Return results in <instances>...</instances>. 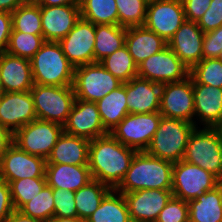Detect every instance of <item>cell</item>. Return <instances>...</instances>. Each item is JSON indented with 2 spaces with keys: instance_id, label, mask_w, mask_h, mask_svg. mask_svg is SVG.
<instances>
[{
  "instance_id": "6da1fadb",
  "label": "cell",
  "mask_w": 222,
  "mask_h": 222,
  "mask_svg": "<svg viewBox=\"0 0 222 222\" xmlns=\"http://www.w3.org/2000/svg\"><path fill=\"white\" fill-rule=\"evenodd\" d=\"M136 152L110 133L90 140L88 166L92 178L115 189L124 178Z\"/></svg>"
},
{
  "instance_id": "7a4b0ae2",
  "label": "cell",
  "mask_w": 222,
  "mask_h": 222,
  "mask_svg": "<svg viewBox=\"0 0 222 222\" xmlns=\"http://www.w3.org/2000/svg\"><path fill=\"white\" fill-rule=\"evenodd\" d=\"M174 163L150 156L145 151L136 152L124 178L115 188L120 193L141 189H172Z\"/></svg>"
},
{
  "instance_id": "3957f363",
  "label": "cell",
  "mask_w": 222,
  "mask_h": 222,
  "mask_svg": "<svg viewBox=\"0 0 222 222\" xmlns=\"http://www.w3.org/2000/svg\"><path fill=\"white\" fill-rule=\"evenodd\" d=\"M30 62L34 84L73 85L75 67L64 55L59 42L45 41Z\"/></svg>"
},
{
  "instance_id": "277c9868",
  "label": "cell",
  "mask_w": 222,
  "mask_h": 222,
  "mask_svg": "<svg viewBox=\"0 0 222 222\" xmlns=\"http://www.w3.org/2000/svg\"><path fill=\"white\" fill-rule=\"evenodd\" d=\"M196 125L181 119L162 116L146 153L172 163L184 159L190 134Z\"/></svg>"
},
{
  "instance_id": "5b68a950",
  "label": "cell",
  "mask_w": 222,
  "mask_h": 222,
  "mask_svg": "<svg viewBox=\"0 0 222 222\" xmlns=\"http://www.w3.org/2000/svg\"><path fill=\"white\" fill-rule=\"evenodd\" d=\"M201 128L196 127L190 134L183 160L211 172L222 182V131Z\"/></svg>"
},
{
  "instance_id": "8992f818",
  "label": "cell",
  "mask_w": 222,
  "mask_h": 222,
  "mask_svg": "<svg viewBox=\"0 0 222 222\" xmlns=\"http://www.w3.org/2000/svg\"><path fill=\"white\" fill-rule=\"evenodd\" d=\"M37 119L64 125L75 101L73 85L34 84L30 90Z\"/></svg>"
},
{
  "instance_id": "52a82bcc",
  "label": "cell",
  "mask_w": 222,
  "mask_h": 222,
  "mask_svg": "<svg viewBox=\"0 0 222 222\" xmlns=\"http://www.w3.org/2000/svg\"><path fill=\"white\" fill-rule=\"evenodd\" d=\"M123 84L107 71L100 62L74 68L73 89L76 99L97 102Z\"/></svg>"
},
{
  "instance_id": "ba28073f",
  "label": "cell",
  "mask_w": 222,
  "mask_h": 222,
  "mask_svg": "<svg viewBox=\"0 0 222 222\" xmlns=\"http://www.w3.org/2000/svg\"><path fill=\"white\" fill-rule=\"evenodd\" d=\"M220 183L221 181L211 172L183 159L173 165L172 194L186 202L213 190Z\"/></svg>"
},
{
  "instance_id": "9c48e42d",
  "label": "cell",
  "mask_w": 222,
  "mask_h": 222,
  "mask_svg": "<svg viewBox=\"0 0 222 222\" xmlns=\"http://www.w3.org/2000/svg\"><path fill=\"white\" fill-rule=\"evenodd\" d=\"M160 112L128 114L109 133L123 145L137 152L146 151L158 129Z\"/></svg>"
},
{
  "instance_id": "30bf717a",
  "label": "cell",
  "mask_w": 222,
  "mask_h": 222,
  "mask_svg": "<svg viewBox=\"0 0 222 222\" xmlns=\"http://www.w3.org/2000/svg\"><path fill=\"white\" fill-rule=\"evenodd\" d=\"M62 133V125L35 119L13 135V143L27 153L47 160Z\"/></svg>"
},
{
  "instance_id": "8fae6325",
  "label": "cell",
  "mask_w": 222,
  "mask_h": 222,
  "mask_svg": "<svg viewBox=\"0 0 222 222\" xmlns=\"http://www.w3.org/2000/svg\"><path fill=\"white\" fill-rule=\"evenodd\" d=\"M190 69L167 46L138 65L137 77L164 84L189 76Z\"/></svg>"
},
{
  "instance_id": "7c38bea8",
  "label": "cell",
  "mask_w": 222,
  "mask_h": 222,
  "mask_svg": "<svg viewBox=\"0 0 222 222\" xmlns=\"http://www.w3.org/2000/svg\"><path fill=\"white\" fill-rule=\"evenodd\" d=\"M159 112L164 117L194 124L193 80L190 75L178 82L162 84Z\"/></svg>"
},
{
  "instance_id": "4fadbf2b",
  "label": "cell",
  "mask_w": 222,
  "mask_h": 222,
  "mask_svg": "<svg viewBox=\"0 0 222 222\" xmlns=\"http://www.w3.org/2000/svg\"><path fill=\"white\" fill-rule=\"evenodd\" d=\"M185 20L182 0H161L148 4L143 26L168 42Z\"/></svg>"
},
{
  "instance_id": "5bb4252c",
  "label": "cell",
  "mask_w": 222,
  "mask_h": 222,
  "mask_svg": "<svg viewBox=\"0 0 222 222\" xmlns=\"http://www.w3.org/2000/svg\"><path fill=\"white\" fill-rule=\"evenodd\" d=\"M46 159L31 155L12 143L0 161V179L10 183L23 178L45 177Z\"/></svg>"
},
{
  "instance_id": "9a60e30c",
  "label": "cell",
  "mask_w": 222,
  "mask_h": 222,
  "mask_svg": "<svg viewBox=\"0 0 222 222\" xmlns=\"http://www.w3.org/2000/svg\"><path fill=\"white\" fill-rule=\"evenodd\" d=\"M59 44L74 67L94 63L95 24L81 17Z\"/></svg>"
},
{
  "instance_id": "2e32d148",
  "label": "cell",
  "mask_w": 222,
  "mask_h": 222,
  "mask_svg": "<svg viewBox=\"0 0 222 222\" xmlns=\"http://www.w3.org/2000/svg\"><path fill=\"white\" fill-rule=\"evenodd\" d=\"M63 132L88 140L109 134L102 124L96 103L76 98Z\"/></svg>"
},
{
  "instance_id": "e0dca14e",
  "label": "cell",
  "mask_w": 222,
  "mask_h": 222,
  "mask_svg": "<svg viewBox=\"0 0 222 222\" xmlns=\"http://www.w3.org/2000/svg\"><path fill=\"white\" fill-rule=\"evenodd\" d=\"M37 119L30 91L5 92L0 99V125L14 135L21 127Z\"/></svg>"
},
{
  "instance_id": "ac0fdd59",
  "label": "cell",
  "mask_w": 222,
  "mask_h": 222,
  "mask_svg": "<svg viewBox=\"0 0 222 222\" xmlns=\"http://www.w3.org/2000/svg\"><path fill=\"white\" fill-rule=\"evenodd\" d=\"M123 196L132 222H155L173 194L172 190L141 189Z\"/></svg>"
},
{
  "instance_id": "d6986e66",
  "label": "cell",
  "mask_w": 222,
  "mask_h": 222,
  "mask_svg": "<svg viewBox=\"0 0 222 222\" xmlns=\"http://www.w3.org/2000/svg\"><path fill=\"white\" fill-rule=\"evenodd\" d=\"M39 6L45 41L59 42L81 18L79 5Z\"/></svg>"
},
{
  "instance_id": "ffe728a7",
  "label": "cell",
  "mask_w": 222,
  "mask_h": 222,
  "mask_svg": "<svg viewBox=\"0 0 222 222\" xmlns=\"http://www.w3.org/2000/svg\"><path fill=\"white\" fill-rule=\"evenodd\" d=\"M203 38L204 32L197 22L185 20L167 44L178 58L191 69L203 59Z\"/></svg>"
},
{
  "instance_id": "44dd1931",
  "label": "cell",
  "mask_w": 222,
  "mask_h": 222,
  "mask_svg": "<svg viewBox=\"0 0 222 222\" xmlns=\"http://www.w3.org/2000/svg\"><path fill=\"white\" fill-rule=\"evenodd\" d=\"M193 98L196 127H199L196 122L198 120L200 126L219 128L222 125V88L193 84Z\"/></svg>"
},
{
  "instance_id": "7402d4cb",
  "label": "cell",
  "mask_w": 222,
  "mask_h": 222,
  "mask_svg": "<svg viewBox=\"0 0 222 222\" xmlns=\"http://www.w3.org/2000/svg\"><path fill=\"white\" fill-rule=\"evenodd\" d=\"M162 84L140 77L125 82L129 114H147L160 109Z\"/></svg>"
},
{
  "instance_id": "603a6c76",
  "label": "cell",
  "mask_w": 222,
  "mask_h": 222,
  "mask_svg": "<svg viewBox=\"0 0 222 222\" xmlns=\"http://www.w3.org/2000/svg\"><path fill=\"white\" fill-rule=\"evenodd\" d=\"M0 80L4 92L30 91L34 86L30 59L0 53Z\"/></svg>"
},
{
  "instance_id": "cb8c5ba5",
  "label": "cell",
  "mask_w": 222,
  "mask_h": 222,
  "mask_svg": "<svg viewBox=\"0 0 222 222\" xmlns=\"http://www.w3.org/2000/svg\"><path fill=\"white\" fill-rule=\"evenodd\" d=\"M45 177L48 186L74 192L93 180L88 165L46 164Z\"/></svg>"
},
{
  "instance_id": "d4e9b609",
  "label": "cell",
  "mask_w": 222,
  "mask_h": 222,
  "mask_svg": "<svg viewBox=\"0 0 222 222\" xmlns=\"http://www.w3.org/2000/svg\"><path fill=\"white\" fill-rule=\"evenodd\" d=\"M90 140L63 132L47 158V164L88 165Z\"/></svg>"
},
{
  "instance_id": "484cf974",
  "label": "cell",
  "mask_w": 222,
  "mask_h": 222,
  "mask_svg": "<svg viewBox=\"0 0 222 222\" xmlns=\"http://www.w3.org/2000/svg\"><path fill=\"white\" fill-rule=\"evenodd\" d=\"M125 45L137 66L168 46L162 37L144 26L126 28Z\"/></svg>"
},
{
  "instance_id": "4316f807",
  "label": "cell",
  "mask_w": 222,
  "mask_h": 222,
  "mask_svg": "<svg viewBox=\"0 0 222 222\" xmlns=\"http://www.w3.org/2000/svg\"><path fill=\"white\" fill-rule=\"evenodd\" d=\"M189 222H222V182L190 200Z\"/></svg>"
},
{
  "instance_id": "83f0119b",
  "label": "cell",
  "mask_w": 222,
  "mask_h": 222,
  "mask_svg": "<svg viewBox=\"0 0 222 222\" xmlns=\"http://www.w3.org/2000/svg\"><path fill=\"white\" fill-rule=\"evenodd\" d=\"M104 128L110 132L129 114L125 83L96 102Z\"/></svg>"
},
{
  "instance_id": "f1b7e54d",
  "label": "cell",
  "mask_w": 222,
  "mask_h": 222,
  "mask_svg": "<svg viewBox=\"0 0 222 222\" xmlns=\"http://www.w3.org/2000/svg\"><path fill=\"white\" fill-rule=\"evenodd\" d=\"M126 28L120 25L96 24L94 62H100L125 45Z\"/></svg>"
},
{
  "instance_id": "f546056e",
  "label": "cell",
  "mask_w": 222,
  "mask_h": 222,
  "mask_svg": "<svg viewBox=\"0 0 222 222\" xmlns=\"http://www.w3.org/2000/svg\"><path fill=\"white\" fill-rule=\"evenodd\" d=\"M85 222H132L123 193L112 189Z\"/></svg>"
},
{
  "instance_id": "4dcf8cb0",
  "label": "cell",
  "mask_w": 222,
  "mask_h": 222,
  "mask_svg": "<svg viewBox=\"0 0 222 222\" xmlns=\"http://www.w3.org/2000/svg\"><path fill=\"white\" fill-rule=\"evenodd\" d=\"M111 190L112 188L108 185L94 179L77 190L74 198L77 217L86 221Z\"/></svg>"
},
{
  "instance_id": "1f68e13d",
  "label": "cell",
  "mask_w": 222,
  "mask_h": 222,
  "mask_svg": "<svg viewBox=\"0 0 222 222\" xmlns=\"http://www.w3.org/2000/svg\"><path fill=\"white\" fill-rule=\"evenodd\" d=\"M81 17L96 24L118 25L115 0H79Z\"/></svg>"
},
{
  "instance_id": "d6a6232c",
  "label": "cell",
  "mask_w": 222,
  "mask_h": 222,
  "mask_svg": "<svg viewBox=\"0 0 222 222\" xmlns=\"http://www.w3.org/2000/svg\"><path fill=\"white\" fill-rule=\"evenodd\" d=\"M100 64L123 83L137 77L138 66L129 54L126 45L105 57Z\"/></svg>"
},
{
  "instance_id": "836d02e7",
  "label": "cell",
  "mask_w": 222,
  "mask_h": 222,
  "mask_svg": "<svg viewBox=\"0 0 222 222\" xmlns=\"http://www.w3.org/2000/svg\"><path fill=\"white\" fill-rule=\"evenodd\" d=\"M12 30L42 35L40 6L35 3H22L12 13Z\"/></svg>"
},
{
  "instance_id": "e575fe53",
  "label": "cell",
  "mask_w": 222,
  "mask_h": 222,
  "mask_svg": "<svg viewBox=\"0 0 222 222\" xmlns=\"http://www.w3.org/2000/svg\"><path fill=\"white\" fill-rule=\"evenodd\" d=\"M19 211L25 215L48 222L54 217V198L52 187L46 185L38 195L25 203Z\"/></svg>"
},
{
  "instance_id": "d590c367",
  "label": "cell",
  "mask_w": 222,
  "mask_h": 222,
  "mask_svg": "<svg viewBox=\"0 0 222 222\" xmlns=\"http://www.w3.org/2000/svg\"><path fill=\"white\" fill-rule=\"evenodd\" d=\"M47 185L46 177L23 178L9 183L15 210L32 200Z\"/></svg>"
},
{
  "instance_id": "8d00e7d4",
  "label": "cell",
  "mask_w": 222,
  "mask_h": 222,
  "mask_svg": "<svg viewBox=\"0 0 222 222\" xmlns=\"http://www.w3.org/2000/svg\"><path fill=\"white\" fill-rule=\"evenodd\" d=\"M193 84L222 88V62L218 58H203L189 72Z\"/></svg>"
},
{
  "instance_id": "74e56055",
  "label": "cell",
  "mask_w": 222,
  "mask_h": 222,
  "mask_svg": "<svg viewBox=\"0 0 222 222\" xmlns=\"http://www.w3.org/2000/svg\"><path fill=\"white\" fill-rule=\"evenodd\" d=\"M44 42L43 35L12 30L6 52L14 56L31 59Z\"/></svg>"
},
{
  "instance_id": "f35d334b",
  "label": "cell",
  "mask_w": 222,
  "mask_h": 222,
  "mask_svg": "<svg viewBox=\"0 0 222 222\" xmlns=\"http://www.w3.org/2000/svg\"><path fill=\"white\" fill-rule=\"evenodd\" d=\"M118 8V25L121 27L143 26L148 4L144 0H115Z\"/></svg>"
},
{
  "instance_id": "ab89813d",
  "label": "cell",
  "mask_w": 222,
  "mask_h": 222,
  "mask_svg": "<svg viewBox=\"0 0 222 222\" xmlns=\"http://www.w3.org/2000/svg\"><path fill=\"white\" fill-rule=\"evenodd\" d=\"M188 214V202L172 196L155 222H189Z\"/></svg>"
},
{
  "instance_id": "60d3db41",
  "label": "cell",
  "mask_w": 222,
  "mask_h": 222,
  "mask_svg": "<svg viewBox=\"0 0 222 222\" xmlns=\"http://www.w3.org/2000/svg\"><path fill=\"white\" fill-rule=\"evenodd\" d=\"M55 217H77L75 192L66 189L52 188Z\"/></svg>"
},
{
  "instance_id": "b9f144b4",
  "label": "cell",
  "mask_w": 222,
  "mask_h": 222,
  "mask_svg": "<svg viewBox=\"0 0 222 222\" xmlns=\"http://www.w3.org/2000/svg\"><path fill=\"white\" fill-rule=\"evenodd\" d=\"M201 30L209 32L222 26V0H212L209 9L197 22Z\"/></svg>"
},
{
  "instance_id": "7bdbcfd3",
  "label": "cell",
  "mask_w": 222,
  "mask_h": 222,
  "mask_svg": "<svg viewBox=\"0 0 222 222\" xmlns=\"http://www.w3.org/2000/svg\"><path fill=\"white\" fill-rule=\"evenodd\" d=\"M222 50V26L205 32L203 38V58H217Z\"/></svg>"
},
{
  "instance_id": "ee69618b",
  "label": "cell",
  "mask_w": 222,
  "mask_h": 222,
  "mask_svg": "<svg viewBox=\"0 0 222 222\" xmlns=\"http://www.w3.org/2000/svg\"><path fill=\"white\" fill-rule=\"evenodd\" d=\"M212 0H182L187 21L198 22L209 9Z\"/></svg>"
},
{
  "instance_id": "f6af8a7d",
  "label": "cell",
  "mask_w": 222,
  "mask_h": 222,
  "mask_svg": "<svg viewBox=\"0 0 222 222\" xmlns=\"http://www.w3.org/2000/svg\"><path fill=\"white\" fill-rule=\"evenodd\" d=\"M14 210L9 183L0 179V222H5Z\"/></svg>"
},
{
  "instance_id": "bcb514c9",
  "label": "cell",
  "mask_w": 222,
  "mask_h": 222,
  "mask_svg": "<svg viewBox=\"0 0 222 222\" xmlns=\"http://www.w3.org/2000/svg\"><path fill=\"white\" fill-rule=\"evenodd\" d=\"M12 31L11 13L0 11V53L6 52Z\"/></svg>"
},
{
  "instance_id": "7dc6e473",
  "label": "cell",
  "mask_w": 222,
  "mask_h": 222,
  "mask_svg": "<svg viewBox=\"0 0 222 222\" xmlns=\"http://www.w3.org/2000/svg\"><path fill=\"white\" fill-rule=\"evenodd\" d=\"M13 143V135L0 125V161L7 148Z\"/></svg>"
},
{
  "instance_id": "c3c4849f",
  "label": "cell",
  "mask_w": 222,
  "mask_h": 222,
  "mask_svg": "<svg viewBox=\"0 0 222 222\" xmlns=\"http://www.w3.org/2000/svg\"><path fill=\"white\" fill-rule=\"evenodd\" d=\"M5 222H43L29 216L23 215L19 210H14Z\"/></svg>"
},
{
  "instance_id": "681fc988",
  "label": "cell",
  "mask_w": 222,
  "mask_h": 222,
  "mask_svg": "<svg viewBox=\"0 0 222 222\" xmlns=\"http://www.w3.org/2000/svg\"><path fill=\"white\" fill-rule=\"evenodd\" d=\"M37 4L43 6L79 5V0H40Z\"/></svg>"
},
{
  "instance_id": "f907efd6",
  "label": "cell",
  "mask_w": 222,
  "mask_h": 222,
  "mask_svg": "<svg viewBox=\"0 0 222 222\" xmlns=\"http://www.w3.org/2000/svg\"><path fill=\"white\" fill-rule=\"evenodd\" d=\"M21 4L20 0H0V11L12 13Z\"/></svg>"
},
{
  "instance_id": "816d5d0a",
  "label": "cell",
  "mask_w": 222,
  "mask_h": 222,
  "mask_svg": "<svg viewBox=\"0 0 222 222\" xmlns=\"http://www.w3.org/2000/svg\"><path fill=\"white\" fill-rule=\"evenodd\" d=\"M48 222H85L78 217H53Z\"/></svg>"
},
{
  "instance_id": "f5cc1de1",
  "label": "cell",
  "mask_w": 222,
  "mask_h": 222,
  "mask_svg": "<svg viewBox=\"0 0 222 222\" xmlns=\"http://www.w3.org/2000/svg\"><path fill=\"white\" fill-rule=\"evenodd\" d=\"M5 92H4V89L2 87V83H1V80H0V95H3Z\"/></svg>"
},
{
  "instance_id": "db71d44e",
  "label": "cell",
  "mask_w": 222,
  "mask_h": 222,
  "mask_svg": "<svg viewBox=\"0 0 222 222\" xmlns=\"http://www.w3.org/2000/svg\"><path fill=\"white\" fill-rule=\"evenodd\" d=\"M147 4L153 3V2H157V1H161V0H144Z\"/></svg>"
},
{
  "instance_id": "11a10c76",
  "label": "cell",
  "mask_w": 222,
  "mask_h": 222,
  "mask_svg": "<svg viewBox=\"0 0 222 222\" xmlns=\"http://www.w3.org/2000/svg\"><path fill=\"white\" fill-rule=\"evenodd\" d=\"M217 58L222 62V50L220 51V54Z\"/></svg>"
},
{
  "instance_id": "9f6ffc18",
  "label": "cell",
  "mask_w": 222,
  "mask_h": 222,
  "mask_svg": "<svg viewBox=\"0 0 222 222\" xmlns=\"http://www.w3.org/2000/svg\"><path fill=\"white\" fill-rule=\"evenodd\" d=\"M40 0H30V3H35L37 4Z\"/></svg>"
},
{
  "instance_id": "6f0895ef",
  "label": "cell",
  "mask_w": 222,
  "mask_h": 222,
  "mask_svg": "<svg viewBox=\"0 0 222 222\" xmlns=\"http://www.w3.org/2000/svg\"><path fill=\"white\" fill-rule=\"evenodd\" d=\"M22 3H30V0H20Z\"/></svg>"
}]
</instances>
